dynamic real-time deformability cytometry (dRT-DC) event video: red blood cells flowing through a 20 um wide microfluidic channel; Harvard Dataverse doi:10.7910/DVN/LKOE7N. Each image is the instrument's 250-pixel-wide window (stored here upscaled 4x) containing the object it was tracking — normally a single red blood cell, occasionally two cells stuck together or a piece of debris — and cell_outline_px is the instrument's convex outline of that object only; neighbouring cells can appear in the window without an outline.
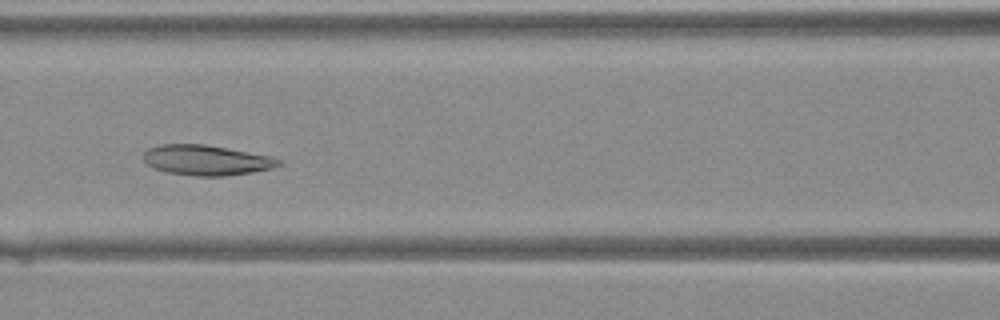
{"species": "Egyptian fruit bat (a non-hibernating species)", "species_latin": "Rousettus aegyptiacus", "temperature_condition": "warm", "stored_images_in_passage": 35, "camera_frame_rate_fps": 3000, "um_per_image_px": 0.085, "animal": {"sex": "female"}, "frame": {"image": 1, "passage_image": 12, "time_ms": 3.667, "image_size_px": [1000, 320], "cell_outline_px": [[280, 164], [272, 168], [252, 172], [224, 176], [196, 176], [168, 172], [152, 168], [144, 160], [144, 152], [148, 148], [160, 144], [204, 144], [268, 156], [280, 160]], "centroid_in_image_um": [17.48, 13.61], "position_along_channel_um": 149.1, "area_um2": 23.47}}
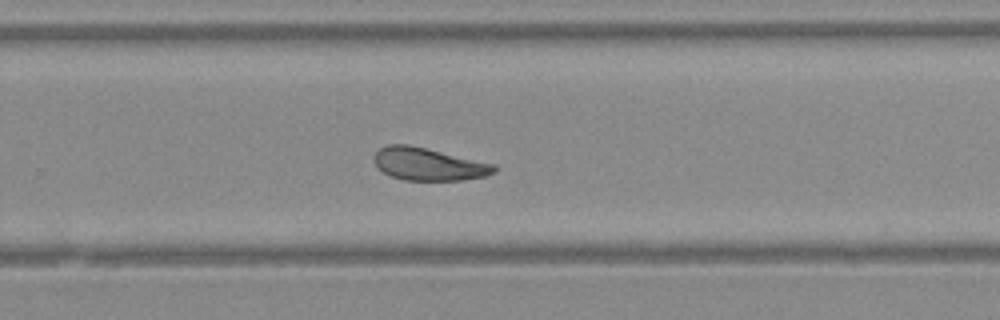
{"frame": {"image": 2, "passage_image": 21, "time_ms": 6.667, "image_size_px": [1000, 320], "cell_outline_px": [[496, 172], [484, 176], [460, 180], [404, 180], [392, 176], [384, 172], [376, 164], [372, 156], [380, 148], [388, 144], [408, 144], [496, 164]], "centroid_in_image_um": [36.43, 13.94], "position_along_channel_um": 293.4, "area_um2": 22.66}}
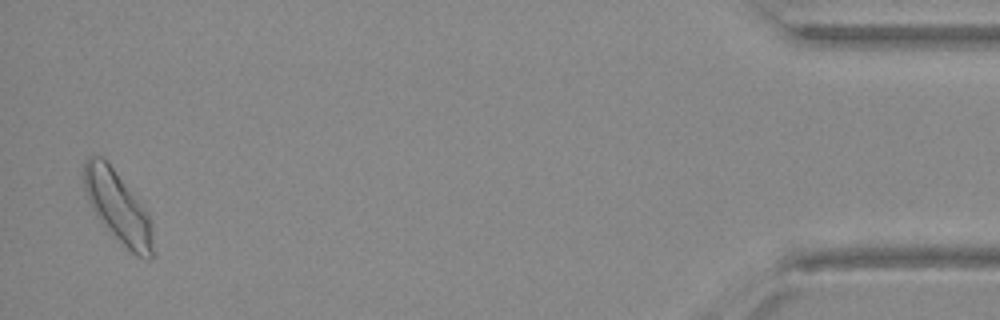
{"frame": {"image": 3, "passage_image": 34, "time_ms": 11.0, "image_size_px": [1000, 320], "cell_outline_px": [[152, 256], [148, 260], [136, 256], [96, 216], [88, 200], [84, 188], [84, 160], [88, 156], [100, 156], [112, 168], [148, 212], [152, 232]], "centroid_in_image_um": [10.01, 17.58], "position_along_channel_um": 425.2, "area_um2": 27.69}}